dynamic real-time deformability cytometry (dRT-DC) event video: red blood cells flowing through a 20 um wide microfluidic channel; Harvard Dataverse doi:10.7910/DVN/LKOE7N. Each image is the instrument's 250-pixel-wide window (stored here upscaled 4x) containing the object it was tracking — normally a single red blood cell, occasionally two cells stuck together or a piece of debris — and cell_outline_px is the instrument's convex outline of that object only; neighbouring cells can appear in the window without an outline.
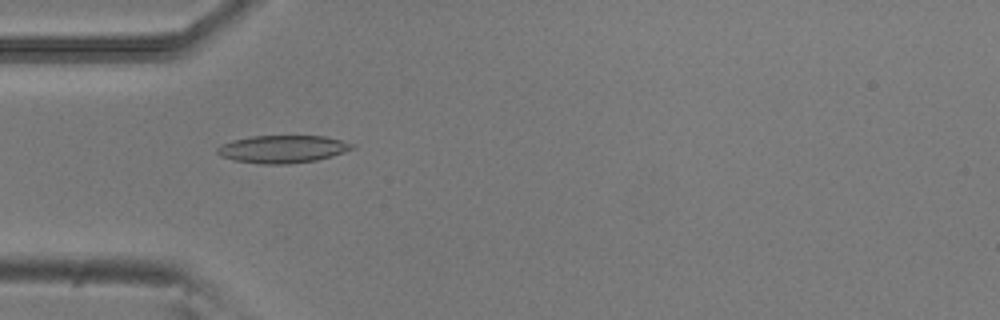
{"species": "common noctule bat (a hibernating species)", "species_latin": "Nyctalus noctula", "temperature_condition": "room temperature", "stored_images_in_passage": 5, "camera_frame_rate_fps": 3000, "um_per_image_px": 0.085, "animal": {"sex": "male", "body_mass_g": 20.5, "forearm_length_mm": 52.5}, "frame": {"image": 1, "passage_image": 4, "time_ms": 1.0, "image_size_px": [1000, 320], "cell_outline_px": [[356, 148], [332, 156], [316, 160], [288, 164], [260, 164], [232, 160], [220, 156], [216, 152], [216, 148], [220, 144], [232, 140], [252, 136], [324, 136], [356, 144]], "centroid_in_image_um": [24.0, 12.67], "position_along_channel_um": 61.0, "area_um2": 21.91}}
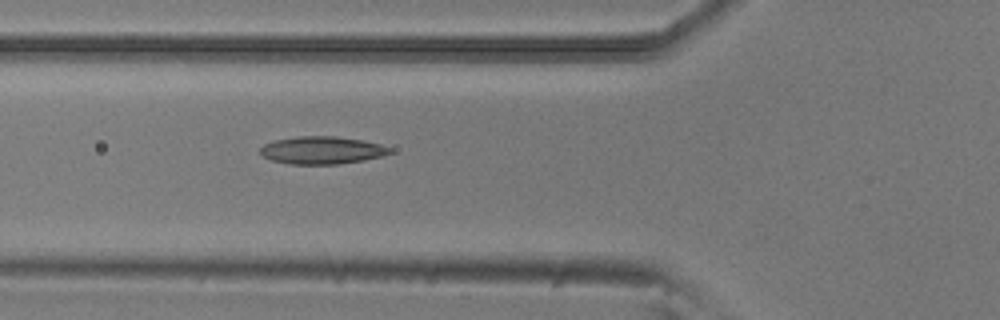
{"frame": {"image": 2, "passage_image": 5, "time_ms": 1.333, "image_size_px": [1000, 320], "cell_outline_px": [[392, 152], [380, 156], [364, 160], [336, 164], [292, 164], [272, 160], [264, 156], [260, 152], [260, 148], [264, 144], [276, 140], [300, 136], [336, 136], [364, 140], [380, 144], [392, 148]], "centroid_in_image_um": [27.39, 12.76], "position_along_channel_um": 98.4, "area_um2": 20.69}}